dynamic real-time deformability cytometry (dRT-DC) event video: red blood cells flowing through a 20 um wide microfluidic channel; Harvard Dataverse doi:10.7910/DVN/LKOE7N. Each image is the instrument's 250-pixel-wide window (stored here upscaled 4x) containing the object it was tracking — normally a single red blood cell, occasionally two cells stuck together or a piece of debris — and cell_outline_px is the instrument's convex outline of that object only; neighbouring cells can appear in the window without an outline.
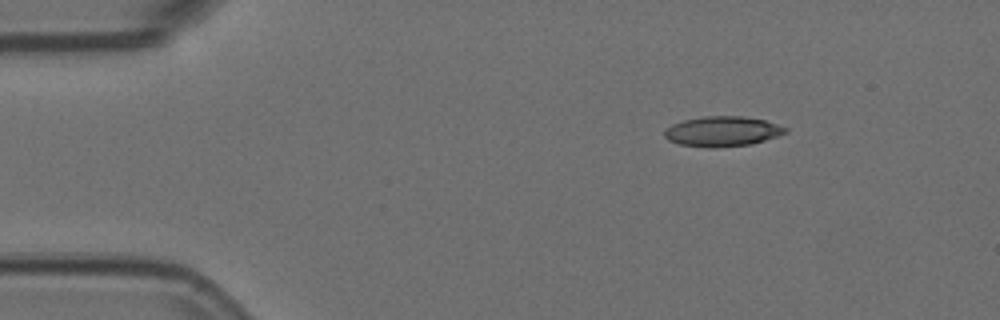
{"species": "Egyptian fruit bat (a non-hibernating species)", "species_latin": "Rousettus aegyptiacus", "temperature_condition": "room temperature", "stored_images_in_passage": 4, "camera_frame_rate_fps": 3000, "um_per_image_px": 0.085, "animal": {"sex": "female"}, "frame": {"image": 1, "passage_image": 4, "time_ms": 1.0, "image_size_px": [1000, 320], "cell_outline_px": [[788, 132], [752, 144], [716, 148], [712, 148], [680, 144], [668, 140], [664, 136], [664, 132], [672, 124], [684, 120], [704, 116], [744, 116], [764, 120], [788, 128]], "centroid_in_image_um": [61.41, 11.17], "position_along_channel_um": 23.6, "area_um2": 21.1}}